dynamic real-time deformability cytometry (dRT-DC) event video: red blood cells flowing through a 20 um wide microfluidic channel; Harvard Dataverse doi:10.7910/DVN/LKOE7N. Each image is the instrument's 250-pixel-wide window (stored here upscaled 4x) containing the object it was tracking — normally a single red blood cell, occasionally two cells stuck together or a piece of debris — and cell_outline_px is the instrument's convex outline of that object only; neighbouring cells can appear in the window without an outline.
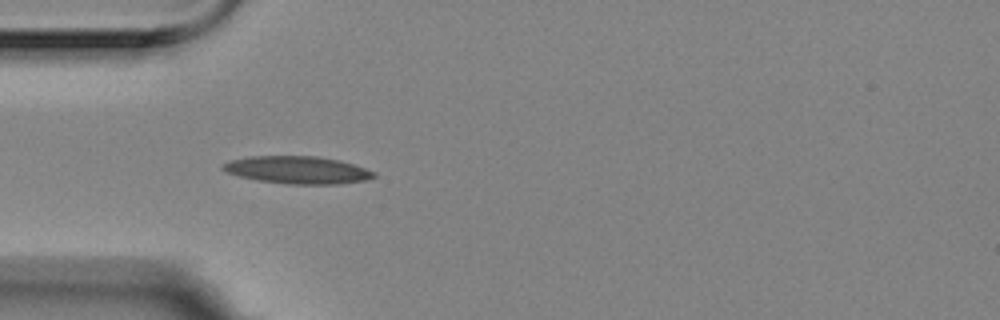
{"species": "Egyptian fruit bat (a non-hibernating species)", "species_latin": "Rousettus aegyptiacus", "temperature_condition": "room temperature", "stored_images_in_passage": 3, "camera_frame_rate_fps": 3000, "um_per_image_px": 0.085, "animal": {"sex": "female"}, "frame": {"image": 1, "passage_image": 2, "time_ms": 0.333, "image_size_px": [1000, 320], "cell_outline_px": [[376, 176], [364, 180], [340, 184], [288, 184], [256, 180], [240, 176], [228, 172], [220, 168], [220, 164], [228, 160], [248, 156], [316, 156], [340, 160], [376, 172]], "centroid_in_image_um": [25.24, 14.44], "position_along_channel_um": 59.8, "area_um2": 24.28}}
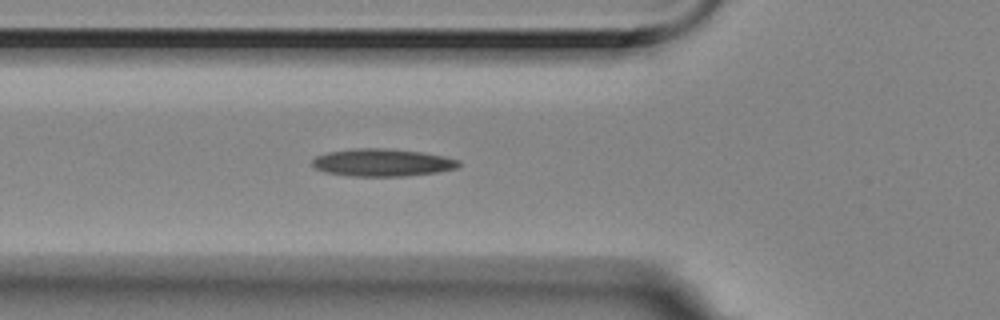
{"frame": {"image": 2, "passage_image": 3, "time_ms": 0.667, "image_size_px": [1000, 320], "cell_outline_px": [[460, 164], [456, 168], [440, 172], [404, 176], [352, 176], [324, 172], [316, 168], [312, 164], [312, 160], [316, 156], [328, 152], [356, 148], [384, 148], [420, 152], [444, 156], [460, 160]], "centroid_in_image_um": [32.5, 13.82], "position_along_channel_um": 93.3, "area_um2": 23.47}}